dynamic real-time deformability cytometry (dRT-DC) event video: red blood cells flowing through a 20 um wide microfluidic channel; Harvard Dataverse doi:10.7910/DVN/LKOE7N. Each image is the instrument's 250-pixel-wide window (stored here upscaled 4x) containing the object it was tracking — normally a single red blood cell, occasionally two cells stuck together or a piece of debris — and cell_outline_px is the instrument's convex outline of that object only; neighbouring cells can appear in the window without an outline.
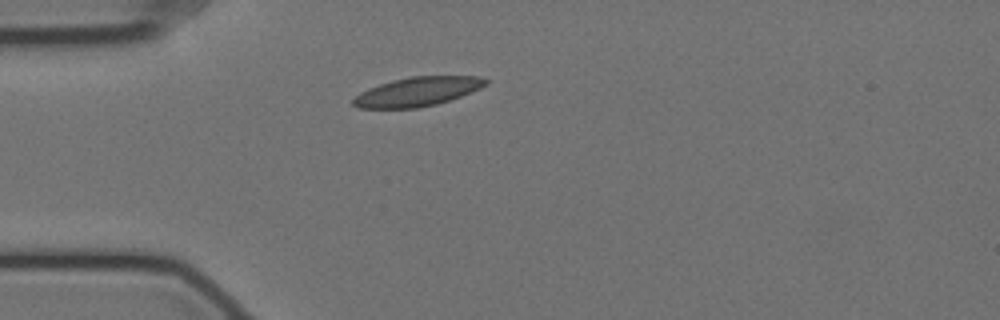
{"species": "Egyptian fruit bat (a non-hibernating species)", "species_latin": "Rousettus aegyptiacus", "temperature_condition": "cold", "stored_images_in_passage": 26, "camera_frame_rate_fps": 3000, "um_per_image_px": 0.085, "animal": {"sex": "female"}, "frame": {"image": 1, "passage_image": 1, "time_ms": 0.0, "image_size_px": [1000, 320], "cell_outline_px": [[488, 84], [480, 88], [460, 96], [436, 104], [416, 108], [356, 108], [352, 104], [352, 100], [360, 92], [368, 88], [392, 80], [412, 76], [480, 76], [488, 80]], "centroid_in_image_um": [35.46, 7.78], "position_along_channel_um": 49.5, "area_um2": 22.37}}
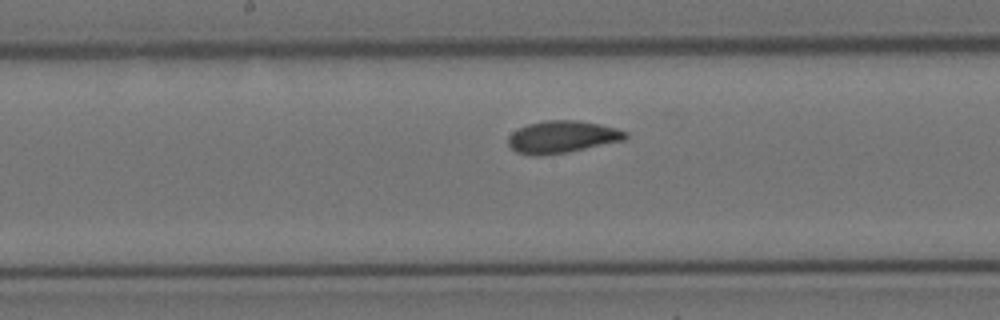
{"frame": {"image": 2, "passage_image": 15, "time_ms": 4.667, "image_size_px": [1000, 320], "cell_outline_px": [[628, 136], [624, 140], [568, 152], [540, 156], [532, 156], [516, 152], [508, 144], [508, 136], [512, 132], [528, 124], [544, 120], [576, 120], [600, 124], [616, 128], [628, 132]], "centroid_in_image_um": [47.77, 11.64], "position_along_channel_um": 200.4, "area_um2": 22.08}}
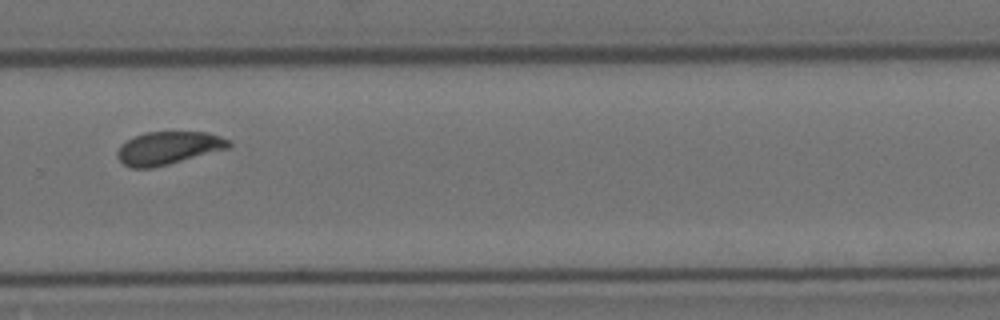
{"frame": {"image": 3, "passage_image": 25, "time_ms": 8.0, "image_size_px": [1000, 320], "cell_outline_px": [[232, 144], [228, 148], [168, 164], [152, 168], [132, 168], [124, 164], [116, 156], [116, 152], [120, 144], [144, 132], [208, 132], [232, 140]], "centroid_in_image_um": [14.3, 12.57], "position_along_channel_um": 315.5, "area_um2": 21.33}}